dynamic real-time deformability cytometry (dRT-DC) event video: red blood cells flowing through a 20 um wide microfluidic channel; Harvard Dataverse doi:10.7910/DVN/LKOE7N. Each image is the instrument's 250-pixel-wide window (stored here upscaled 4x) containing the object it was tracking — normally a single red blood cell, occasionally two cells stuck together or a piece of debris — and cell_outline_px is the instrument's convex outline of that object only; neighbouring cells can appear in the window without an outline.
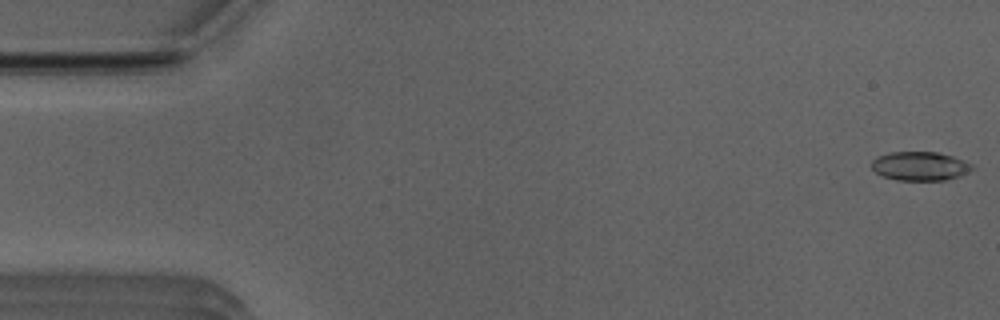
{"species": "Egyptian fruit bat (a non-hibernating species)", "species_latin": "Rousettus aegyptiacus", "temperature_condition": "room temperature", "stored_images_in_passage": 51, "camera_frame_rate_fps": 3000, "um_per_image_px": 0.085, "animal": {"sex": "male"}, "frame": {"image": 1, "passage_image": 1, "time_ms": 0.0, "image_size_px": [1000, 320], "cell_outline_px": [[972, 168], [968, 172], [960, 176], [944, 180], [896, 180], [884, 176], [876, 172], [872, 168], [872, 160], [876, 156], [888, 152], [936, 152], [952, 156], [964, 160], [972, 164]], "centroid_in_image_um": [78.18, 14.11], "position_along_channel_um": 6.8, "area_um2": 16.88}}
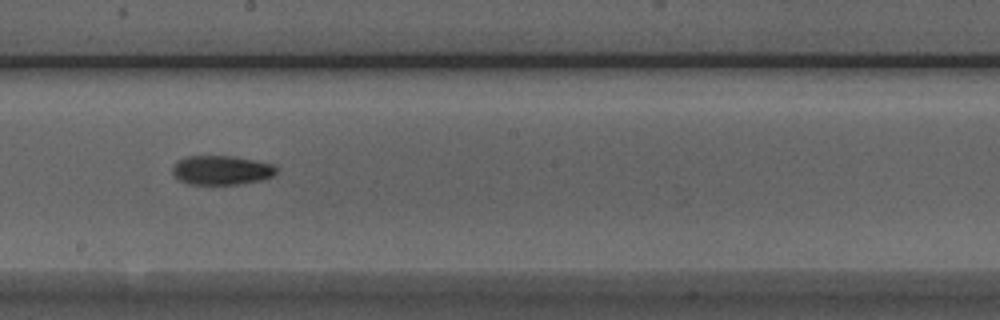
{"frame": {"image": 2, "passage_image": 28, "time_ms": 9.0, "image_size_px": [1000, 320], "cell_outline_px": [[276, 172], [272, 176], [264, 180], [240, 184], [188, 184], [180, 180], [172, 172], [172, 168], [176, 160], [188, 156], [236, 156], [272, 164], [276, 168]], "centroid_in_image_um": [18.82, 14.46], "position_along_channel_um": 229.4, "area_um2": 17.74}}
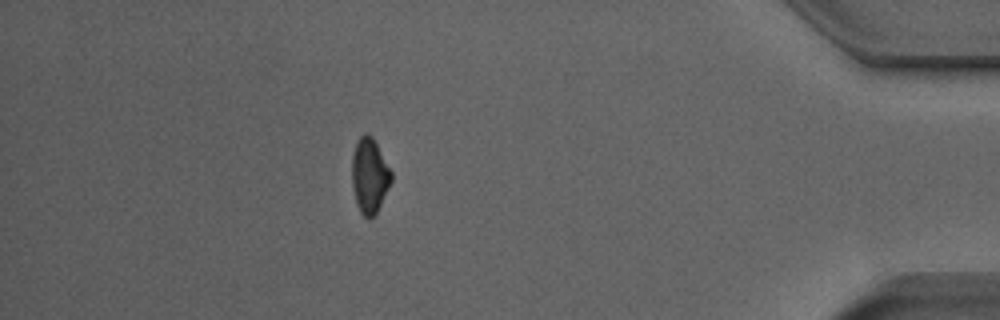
{"frame": {"image": 3, "passage_image": 45, "time_ms": 14.667, "image_size_px": [1000, 320], "cell_outline_px": [[392, 180], [376, 212], [368, 220], [360, 212], [356, 204], [352, 184], [352, 156], [356, 140], [364, 132], [368, 132], [372, 136], [392, 172]], "centroid_in_image_um": [31.39, 14.89], "position_along_channel_um": 403.8, "area_um2": 17.17}, "authors_computed_cell_mechanics": {"area_um2": 17.1666, "velocity_mm_per_s": 3.979, "shape_relaxation_time_tau1_ms": 4.5701, "shape_relaxation_time_tau2_ms": 3.2631, "deformation_change_tau1": 0.1408, "deformation_change_tau2": 0.0964}}